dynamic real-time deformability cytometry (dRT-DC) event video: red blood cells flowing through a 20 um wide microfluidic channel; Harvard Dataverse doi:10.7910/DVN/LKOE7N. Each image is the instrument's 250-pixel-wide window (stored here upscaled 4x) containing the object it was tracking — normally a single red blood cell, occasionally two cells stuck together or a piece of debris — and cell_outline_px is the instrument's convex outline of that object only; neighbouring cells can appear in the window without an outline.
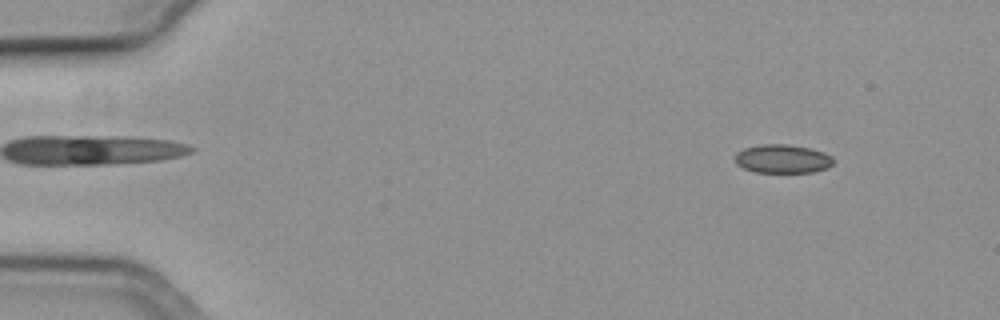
{"species": "common noctule bat (a hibernating species)", "species_latin": "Nyctalus noctula", "temperature_condition": "cold", "stored_images_in_passage": 16, "camera_frame_rate_fps": 3000, "um_per_image_px": 0.085, "animal": {"sex": "female", "body_mass_g": 19.3, "forearm_length_mm": 54.1}, "frame": {"image": 1, "passage_image": 7, "time_ms": 2.0, "image_size_px": [1000, 320], "cell_outline_px": [[836, 160], [828, 168], [816, 172], [756, 172], [744, 168], [736, 164], [736, 152], [744, 148], [760, 144], [788, 144], [808, 148], [824, 152], [832, 156]], "centroid_in_image_um": [66.55, 13.5], "position_along_channel_um": 18.5, "area_um2": 16.53}}